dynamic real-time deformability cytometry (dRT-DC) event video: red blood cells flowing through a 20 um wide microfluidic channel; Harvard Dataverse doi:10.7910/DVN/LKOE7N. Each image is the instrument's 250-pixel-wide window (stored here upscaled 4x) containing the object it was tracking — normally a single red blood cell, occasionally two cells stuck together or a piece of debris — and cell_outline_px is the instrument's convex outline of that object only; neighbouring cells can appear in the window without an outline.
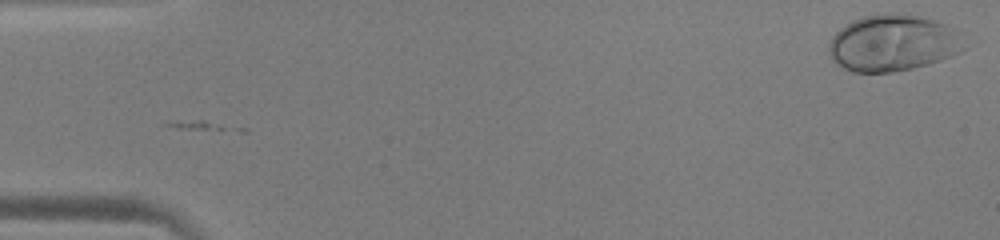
{"species": "human", "species_latin": "Homo sapiens", "temperature_condition": "warm", "stored_images_in_passage": 12, "camera_frame_rate_fps": 3000, "um_per_image_px": 0.085, "donor": {"sex": "male"}, "frame": {"image": 1, "passage_image": 1, "time_ms": 0.0, "image_size_px": [1000, 240], "cell_outline_px": [[960, 52], [952, 56], [928, 64], [912, 68], [892, 72], [852, 72], [836, 64], [832, 60], [828, 52], [828, 48], [832, 36], [840, 28], [852, 20], [860, 16], [884, 12], [888, 12], [920, 16], [948, 24], [952, 28], [960, 48]], "centroid_in_image_um": [75.78, 3.65], "position_along_channel_um": 9.2, "area_um2": 44.16}}